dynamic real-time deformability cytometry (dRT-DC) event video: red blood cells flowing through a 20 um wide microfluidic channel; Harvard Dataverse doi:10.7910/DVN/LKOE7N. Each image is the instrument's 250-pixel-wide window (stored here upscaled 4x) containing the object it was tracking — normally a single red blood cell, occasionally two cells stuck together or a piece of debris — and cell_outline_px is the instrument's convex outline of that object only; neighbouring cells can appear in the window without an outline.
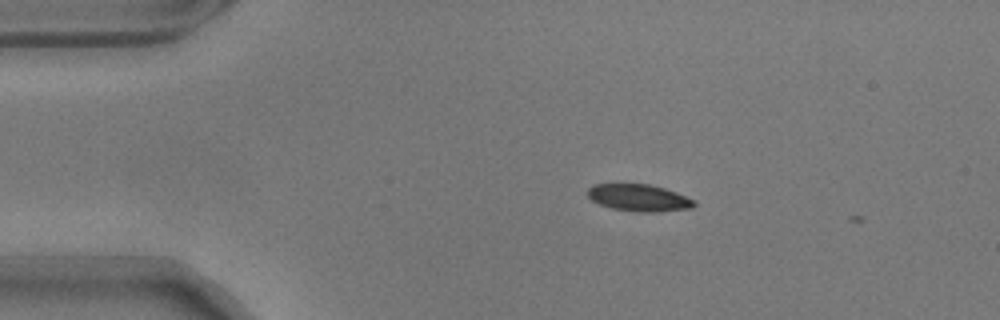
{"species": "common noctule bat (a hibernating species)", "species_latin": "Nyctalus noctula", "temperature_condition": "warm", "stored_images_in_passage": 2, "camera_frame_rate_fps": 3000, "um_per_image_px": 0.085, "animal": {"sex": "male", "body_mass_g": 17.9}, "frame": {"image": 1, "passage_image": 1, "time_ms": 0.0, "image_size_px": [1000, 320], "cell_outline_px": [[696, 204], [692, 208], [656, 212], [640, 212], [612, 208], [600, 204], [592, 200], [588, 196], [588, 188], [592, 184], [648, 184], [664, 188], [676, 192], [696, 200]], "centroid_in_image_um": [54.33, 16.81], "position_along_channel_um": 30.7, "area_um2": 16.7}}